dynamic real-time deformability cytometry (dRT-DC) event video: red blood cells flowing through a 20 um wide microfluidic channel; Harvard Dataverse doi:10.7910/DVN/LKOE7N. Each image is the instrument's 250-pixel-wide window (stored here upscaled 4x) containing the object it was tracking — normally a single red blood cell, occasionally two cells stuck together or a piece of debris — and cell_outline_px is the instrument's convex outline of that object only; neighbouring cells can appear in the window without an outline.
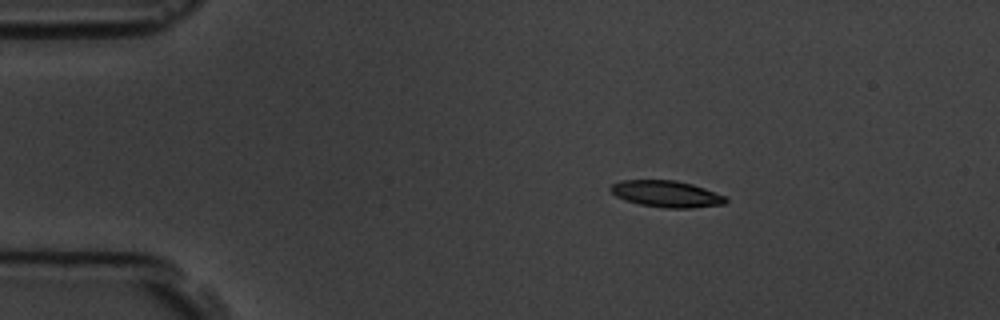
{"species": "common noctule bat (a hibernating species)", "species_latin": "Nyctalus noctula", "temperature_condition": "room temperature", "stored_images_in_passage": 4, "camera_frame_rate_fps": 3000, "um_per_image_px": 0.085, "animal": {"sex": "male", "body_mass_g": 19.5, "forearm_length_mm": 54.6}, "frame": {"image": 1, "passage_image": 2, "time_ms": 1.0, "image_size_px": [1000, 320], "cell_outline_px": [[728, 200], [724, 204], [692, 208], [664, 208], [640, 204], [624, 200], [616, 196], [608, 188], [612, 184], [620, 180], [676, 180], [692, 184], [704, 188], [724, 196]], "centroid_in_image_um": [56.62, 16.48], "position_along_channel_um": 28.4, "area_um2": 17.8}}